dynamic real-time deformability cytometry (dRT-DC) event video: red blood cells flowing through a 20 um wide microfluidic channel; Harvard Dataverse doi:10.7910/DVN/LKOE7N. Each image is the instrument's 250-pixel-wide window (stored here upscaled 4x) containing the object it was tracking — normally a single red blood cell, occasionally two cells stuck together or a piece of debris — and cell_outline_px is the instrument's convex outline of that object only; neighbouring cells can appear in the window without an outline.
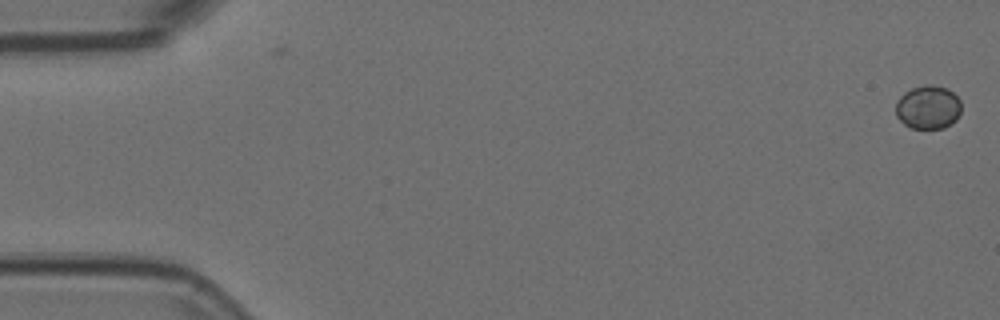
{"species": "Egyptian fruit bat (a non-hibernating species)", "species_latin": "Rousettus aegyptiacus", "temperature_condition": "room temperature", "stored_images_in_passage": 6, "segment_of_instrument_passage": [1, 2], "camera_frame_rate_fps": 3000, "um_per_image_px": 0.085, "animal": {"sex": "female"}, "frame": {"image": 1, "passage_image": 1, "time_ms": 0.0, "image_size_px": [1000, 320], "cell_outline_px": [[960, 112], [956, 120], [944, 128], [912, 128], [904, 124], [896, 116], [896, 100], [904, 92], [912, 88], [924, 84], [932, 84], [948, 88], [960, 100]], "centroid_in_image_um": [78.87, 9.1], "position_along_channel_um": 6.1, "area_um2": 16.76}}
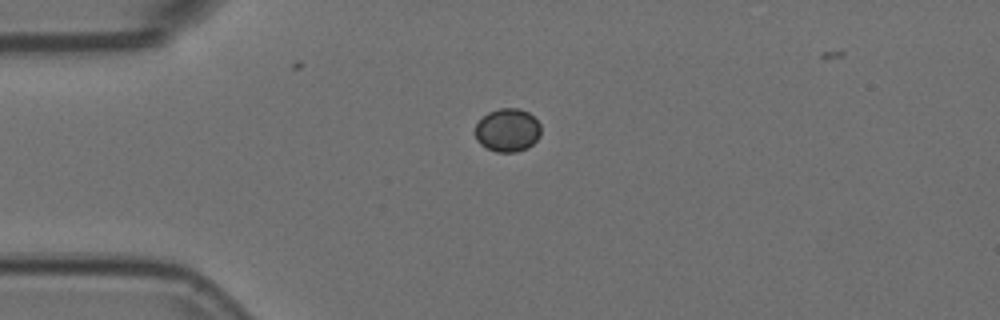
{"frame": {"image": 2, "passage_image": 4, "time_ms": 1.0, "image_size_px": [1000, 320], "cell_outline_px": [[540, 136], [528, 148], [516, 152], [496, 152], [480, 144], [476, 140], [476, 124], [488, 112], [500, 108], [520, 108], [528, 112], [540, 124]], "centroid_in_image_um": [43.15, 11.06], "position_along_channel_um": 41.9, "area_um2": 16.53}}